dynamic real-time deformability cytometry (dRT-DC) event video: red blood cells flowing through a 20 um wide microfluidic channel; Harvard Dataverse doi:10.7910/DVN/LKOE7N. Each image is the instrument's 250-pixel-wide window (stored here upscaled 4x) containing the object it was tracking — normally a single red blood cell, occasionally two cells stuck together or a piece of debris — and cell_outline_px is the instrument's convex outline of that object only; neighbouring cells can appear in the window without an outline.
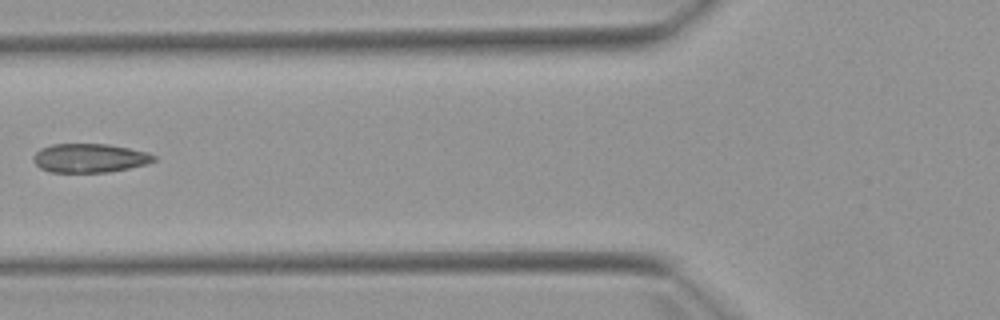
{"species": "Egyptian fruit bat (a non-hibernating species)", "species_latin": "Rousettus aegyptiacus", "temperature_condition": "warm", "stored_images_in_passage": 5, "camera_frame_rate_fps": 3000, "um_per_image_px": 0.085, "animal": {"sex": "female"}, "frame": {"image": 1, "passage_image": 5, "time_ms": 5.0, "image_size_px": [1000, 320], "cell_outline_px": [[156, 160], [148, 164], [108, 172], [48, 172], [40, 168], [32, 160], [32, 156], [40, 148], [52, 144], [108, 144], [148, 152], [156, 156]], "centroid_in_image_um": [7.6, 13.43], "position_along_channel_um": 118.2, "area_um2": 20.4}}